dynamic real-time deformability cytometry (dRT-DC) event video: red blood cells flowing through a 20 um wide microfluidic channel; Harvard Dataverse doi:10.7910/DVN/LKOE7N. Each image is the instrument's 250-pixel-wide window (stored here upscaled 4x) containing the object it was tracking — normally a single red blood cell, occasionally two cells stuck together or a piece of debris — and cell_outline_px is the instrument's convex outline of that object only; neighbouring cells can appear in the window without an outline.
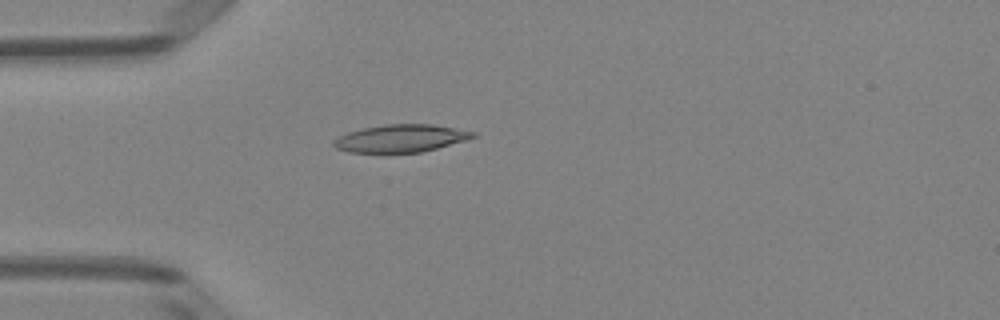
{"species": "Egyptian fruit bat (a non-hibernating species)", "species_latin": "Rousettus aegyptiacus", "temperature_condition": "room temperature", "stored_images_in_passage": 4, "camera_frame_rate_fps": 3000, "um_per_image_px": 0.085, "animal": {"sex": "female"}, "frame": {"image": 1, "passage_image": 4, "time_ms": 1.0, "image_size_px": [1000, 320], "cell_outline_px": [[476, 136], [464, 140], [436, 148], [420, 152], [348, 152], [336, 148], [332, 144], [332, 140], [348, 132], [364, 128], [384, 124], [432, 124], [476, 132]], "centroid_in_image_um": [34.03, 11.75], "position_along_channel_um": 51.0, "area_um2": 22.08}}